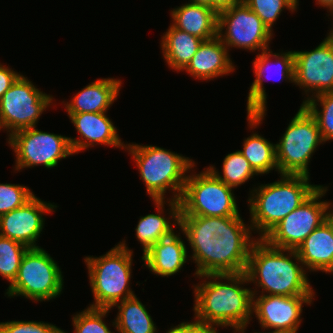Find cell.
<instances>
[{
    "mask_svg": "<svg viewBox=\"0 0 333 333\" xmlns=\"http://www.w3.org/2000/svg\"><path fill=\"white\" fill-rule=\"evenodd\" d=\"M196 277L205 281L193 285L194 318L214 329L218 326H230L235 329L233 333H245L253 315L252 290L242 286L249 283L246 273L206 274Z\"/></svg>",
    "mask_w": 333,
    "mask_h": 333,
    "instance_id": "6da1fadb",
    "label": "cell"
},
{
    "mask_svg": "<svg viewBox=\"0 0 333 333\" xmlns=\"http://www.w3.org/2000/svg\"><path fill=\"white\" fill-rule=\"evenodd\" d=\"M245 273L261 287L260 295H315L296 250L273 247L263 238L252 244Z\"/></svg>",
    "mask_w": 333,
    "mask_h": 333,
    "instance_id": "7a4b0ae2",
    "label": "cell"
},
{
    "mask_svg": "<svg viewBox=\"0 0 333 333\" xmlns=\"http://www.w3.org/2000/svg\"><path fill=\"white\" fill-rule=\"evenodd\" d=\"M281 179L253 188L248 197L250 226L263 238L278 222L298 208L320 185L306 175L281 174Z\"/></svg>",
    "mask_w": 333,
    "mask_h": 333,
    "instance_id": "3957f363",
    "label": "cell"
},
{
    "mask_svg": "<svg viewBox=\"0 0 333 333\" xmlns=\"http://www.w3.org/2000/svg\"><path fill=\"white\" fill-rule=\"evenodd\" d=\"M125 149L133 157L151 199L164 200L166 191L172 190L174 194L168 199L179 201L186 175L194 171L192 159L153 145L127 143Z\"/></svg>",
    "mask_w": 333,
    "mask_h": 333,
    "instance_id": "277c9868",
    "label": "cell"
},
{
    "mask_svg": "<svg viewBox=\"0 0 333 333\" xmlns=\"http://www.w3.org/2000/svg\"><path fill=\"white\" fill-rule=\"evenodd\" d=\"M125 242L120 241L99 257L84 258L94 296V302L89 307L111 309L116 303L135 295L129 287L133 250Z\"/></svg>",
    "mask_w": 333,
    "mask_h": 333,
    "instance_id": "5b68a950",
    "label": "cell"
},
{
    "mask_svg": "<svg viewBox=\"0 0 333 333\" xmlns=\"http://www.w3.org/2000/svg\"><path fill=\"white\" fill-rule=\"evenodd\" d=\"M63 275L57 262L41 247L28 248L18 275L6 289L8 297L23 296L33 302L57 298L63 290Z\"/></svg>",
    "mask_w": 333,
    "mask_h": 333,
    "instance_id": "8992f818",
    "label": "cell"
},
{
    "mask_svg": "<svg viewBox=\"0 0 333 333\" xmlns=\"http://www.w3.org/2000/svg\"><path fill=\"white\" fill-rule=\"evenodd\" d=\"M321 143L324 141L315 118L301 105L276 144V161L280 175L310 176L308 165Z\"/></svg>",
    "mask_w": 333,
    "mask_h": 333,
    "instance_id": "52a82bcc",
    "label": "cell"
},
{
    "mask_svg": "<svg viewBox=\"0 0 333 333\" xmlns=\"http://www.w3.org/2000/svg\"><path fill=\"white\" fill-rule=\"evenodd\" d=\"M232 189L208 168L199 174L190 173L179 199L180 215L238 216V205Z\"/></svg>",
    "mask_w": 333,
    "mask_h": 333,
    "instance_id": "ba28073f",
    "label": "cell"
},
{
    "mask_svg": "<svg viewBox=\"0 0 333 333\" xmlns=\"http://www.w3.org/2000/svg\"><path fill=\"white\" fill-rule=\"evenodd\" d=\"M7 140L15 152L16 171L39 165L50 169L74 154L69 137L40 131L36 126L18 130Z\"/></svg>",
    "mask_w": 333,
    "mask_h": 333,
    "instance_id": "9c48e42d",
    "label": "cell"
},
{
    "mask_svg": "<svg viewBox=\"0 0 333 333\" xmlns=\"http://www.w3.org/2000/svg\"><path fill=\"white\" fill-rule=\"evenodd\" d=\"M21 75L0 99V122L8 137L36 126L43 111L53 104V96L40 91Z\"/></svg>",
    "mask_w": 333,
    "mask_h": 333,
    "instance_id": "30bf717a",
    "label": "cell"
},
{
    "mask_svg": "<svg viewBox=\"0 0 333 333\" xmlns=\"http://www.w3.org/2000/svg\"><path fill=\"white\" fill-rule=\"evenodd\" d=\"M328 187L320 185L302 204L278 222L263 239L271 246L296 250L323 222L330 202L320 199Z\"/></svg>",
    "mask_w": 333,
    "mask_h": 333,
    "instance_id": "8fae6325",
    "label": "cell"
},
{
    "mask_svg": "<svg viewBox=\"0 0 333 333\" xmlns=\"http://www.w3.org/2000/svg\"><path fill=\"white\" fill-rule=\"evenodd\" d=\"M251 230L240 214L224 217V231L220 237H213L209 247V274L245 272L250 249L257 240Z\"/></svg>",
    "mask_w": 333,
    "mask_h": 333,
    "instance_id": "7c38bea8",
    "label": "cell"
},
{
    "mask_svg": "<svg viewBox=\"0 0 333 333\" xmlns=\"http://www.w3.org/2000/svg\"><path fill=\"white\" fill-rule=\"evenodd\" d=\"M272 36L273 32L243 1L218 12V37L228 51L234 47L263 52L269 49Z\"/></svg>",
    "mask_w": 333,
    "mask_h": 333,
    "instance_id": "4fadbf2b",
    "label": "cell"
},
{
    "mask_svg": "<svg viewBox=\"0 0 333 333\" xmlns=\"http://www.w3.org/2000/svg\"><path fill=\"white\" fill-rule=\"evenodd\" d=\"M294 52V84L309 100L333 91V41L327 36L315 49Z\"/></svg>",
    "mask_w": 333,
    "mask_h": 333,
    "instance_id": "5bb4252c",
    "label": "cell"
},
{
    "mask_svg": "<svg viewBox=\"0 0 333 333\" xmlns=\"http://www.w3.org/2000/svg\"><path fill=\"white\" fill-rule=\"evenodd\" d=\"M256 59L253 61V72L255 74V80L252 82L249 93L247 96V121L251 130L257 128L261 124L266 116V92L263 86V80L265 71L273 64L270 74L275 75V80H285L294 83V52H281L273 53L271 49H266L261 54L256 55ZM275 59L274 63H271V59ZM269 66V67H268ZM269 68V69H270ZM269 71V70H268ZM265 75V76H264ZM270 75V76H272ZM267 77V76H266ZM268 78V77H267Z\"/></svg>",
    "mask_w": 333,
    "mask_h": 333,
    "instance_id": "9a60e30c",
    "label": "cell"
},
{
    "mask_svg": "<svg viewBox=\"0 0 333 333\" xmlns=\"http://www.w3.org/2000/svg\"><path fill=\"white\" fill-rule=\"evenodd\" d=\"M252 290V314L264 330L297 333L302 322L303 304L310 305L314 295H258Z\"/></svg>",
    "mask_w": 333,
    "mask_h": 333,
    "instance_id": "2e32d148",
    "label": "cell"
},
{
    "mask_svg": "<svg viewBox=\"0 0 333 333\" xmlns=\"http://www.w3.org/2000/svg\"><path fill=\"white\" fill-rule=\"evenodd\" d=\"M57 205L47 203L35 195L23 206L0 215V236L18 241L28 248L36 244L44 228V214L54 212Z\"/></svg>",
    "mask_w": 333,
    "mask_h": 333,
    "instance_id": "e0dca14e",
    "label": "cell"
},
{
    "mask_svg": "<svg viewBox=\"0 0 333 333\" xmlns=\"http://www.w3.org/2000/svg\"><path fill=\"white\" fill-rule=\"evenodd\" d=\"M179 231H182L192 249L196 264V276L209 274V247L213 237H220L224 231V217L180 215Z\"/></svg>",
    "mask_w": 333,
    "mask_h": 333,
    "instance_id": "ac0fdd59",
    "label": "cell"
},
{
    "mask_svg": "<svg viewBox=\"0 0 333 333\" xmlns=\"http://www.w3.org/2000/svg\"><path fill=\"white\" fill-rule=\"evenodd\" d=\"M67 114L78 134H80L79 139L69 137L74 154L97 144L125 149L126 144L120 139L117 128L112 120L107 117L106 112Z\"/></svg>",
    "mask_w": 333,
    "mask_h": 333,
    "instance_id": "d6986e66",
    "label": "cell"
},
{
    "mask_svg": "<svg viewBox=\"0 0 333 333\" xmlns=\"http://www.w3.org/2000/svg\"><path fill=\"white\" fill-rule=\"evenodd\" d=\"M228 52L218 36L203 41L183 71L195 79L204 81L228 75L234 72L236 67Z\"/></svg>",
    "mask_w": 333,
    "mask_h": 333,
    "instance_id": "ffe728a7",
    "label": "cell"
},
{
    "mask_svg": "<svg viewBox=\"0 0 333 333\" xmlns=\"http://www.w3.org/2000/svg\"><path fill=\"white\" fill-rule=\"evenodd\" d=\"M164 237L146 251L141 260L156 276L169 277L179 272L187 261V248L180 233Z\"/></svg>",
    "mask_w": 333,
    "mask_h": 333,
    "instance_id": "44dd1931",
    "label": "cell"
},
{
    "mask_svg": "<svg viewBox=\"0 0 333 333\" xmlns=\"http://www.w3.org/2000/svg\"><path fill=\"white\" fill-rule=\"evenodd\" d=\"M120 79L101 78L82 88L71 101L64 103L67 113L107 112L119 95Z\"/></svg>",
    "mask_w": 333,
    "mask_h": 333,
    "instance_id": "7402d4cb",
    "label": "cell"
},
{
    "mask_svg": "<svg viewBox=\"0 0 333 333\" xmlns=\"http://www.w3.org/2000/svg\"><path fill=\"white\" fill-rule=\"evenodd\" d=\"M296 252L310 272L333 274V235L327 222L314 229L298 246Z\"/></svg>",
    "mask_w": 333,
    "mask_h": 333,
    "instance_id": "603a6c76",
    "label": "cell"
},
{
    "mask_svg": "<svg viewBox=\"0 0 333 333\" xmlns=\"http://www.w3.org/2000/svg\"><path fill=\"white\" fill-rule=\"evenodd\" d=\"M171 16L175 28L204 41L218 36V12L208 6L188 2L171 10Z\"/></svg>",
    "mask_w": 333,
    "mask_h": 333,
    "instance_id": "cb8c5ba5",
    "label": "cell"
},
{
    "mask_svg": "<svg viewBox=\"0 0 333 333\" xmlns=\"http://www.w3.org/2000/svg\"><path fill=\"white\" fill-rule=\"evenodd\" d=\"M154 205H156V210L159 214H148L141 216L136 231V238L143 246V254L148 251L154 244L158 241L171 235L174 230L173 227L179 226V216H180V203L179 201L167 199L169 204V216L174 220L173 224L170 222V217L166 218L163 216L164 210V200H153ZM163 212V213H162ZM162 214V215H161Z\"/></svg>",
    "mask_w": 333,
    "mask_h": 333,
    "instance_id": "d4e9b609",
    "label": "cell"
},
{
    "mask_svg": "<svg viewBox=\"0 0 333 333\" xmlns=\"http://www.w3.org/2000/svg\"><path fill=\"white\" fill-rule=\"evenodd\" d=\"M161 50L166 64L175 71H183L197 52L203 39L175 28L172 24L161 38Z\"/></svg>",
    "mask_w": 333,
    "mask_h": 333,
    "instance_id": "484cf974",
    "label": "cell"
},
{
    "mask_svg": "<svg viewBox=\"0 0 333 333\" xmlns=\"http://www.w3.org/2000/svg\"><path fill=\"white\" fill-rule=\"evenodd\" d=\"M119 303V304H118ZM116 303L117 317L112 325L118 333H156L157 326L136 295Z\"/></svg>",
    "mask_w": 333,
    "mask_h": 333,
    "instance_id": "4316f807",
    "label": "cell"
},
{
    "mask_svg": "<svg viewBox=\"0 0 333 333\" xmlns=\"http://www.w3.org/2000/svg\"><path fill=\"white\" fill-rule=\"evenodd\" d=\"M242 149L239 151L258 175L267 174L274 169L279 174L276 161V144L269 142L255 132L244 139Z\"/></svg>",
    "mask_w": 333,
    "mask_h": 333,
    "instance_id": "83f0119b",
    "label": "cell"
},
{
    "mask_svg": "<svg viewBox=\"0 0 333 333\" xmlns=\"http://www.w3.org/2000/svg\"><path fill=\"white\" fill-rule=\"evenodd\" d=\"M223 174L214 165L207 167L219 180L224 182L227 186L237 188L247 182L254 175H258L243 154L237 150L229 153L223 160ZM222 174V175H220Z\"/></svg>",
    "mask_w": 333,
    "mask_h": 333,
    "instance_id": "f1b7e54d",
    "label": "cell"
},
{
    "mask_svg": "<svg viewBox=\"0 0 333 333\" xmlns=\"http://www.w3.org/2000/svg\"><path fill=\"white\" fill-rule=\"evenodd\" d=\"M320 103V104H318ZM315 118L324 141L333 140V91L319 94L302 104ZM317 105L321 109L317 107Z\"/></svg>",
    "mask_w": 333,
    "mask_h": 333,
    "instance_id": "f546056e",
    "label": "cell"
},
{
    "mask_svg": "<svg viewBox=\"0 0 333 333\" xmlns=\"http://www.w3.org/2000/svg\"><path fill=\"white\" fill-rule=\"evenodd\" d=\"M28 247L24 244L0 236V275L9 281V286L18 275L23 255Z\"/></svg>",
    "mask_w": 333,
    "mask_h": 333,
    "instance_id": "4dcf8cb0",
    "label": "cell"
},
{
    "mask_svg": "<svg viewBox=\"0 0 333 333\" xmlns=\"http://www.w3.org/2000/svg\"><path fill=\"white\" fill-rule=\"evenodd\" d=\"M110 308L87 307L82 312L73 315L74 333H114L103 321ZM63 333H67L63 331Z\"/></svg>",
    "mask_w": 333,
    "mask_h": 333,
    "instance_id": "1f68e13d",
    "label": "cell"
},
{
    "mask_svg": "<svg viewBox=\"0 0 333 333\" xmlns=\"http://www.w3.org/2000/svg\"><path fill=\"white\" fill-rule=\"evenodd\" d=\"M262 20L272 32L275 21L284 9L296 11L297 6L291 0H242Z\"/></svg>",
    "mask_w": 333,
    "mask_h": 333,
    "instance_id": "d6a6232c",
    "label": "cell"
},
{
    "mask_svg": "<svg viewBox=\"0 0 333 333\" xmlns=\"http://www.w3.org/2000/svg\"><path fill=\"white\" fill-rule=\"evenodd\" d=\"M34 196L26 186L0 183V215L23 206Z\"/></svg>",
    "mask_w": 333,
    "mask_h": 333,
    "instance_id": "836d02e7",
    "label": "cell"
},
{
    "mask_svg": "<svg viewBox=\"0 0 333 333\" xmlns=\"http://www.w3.org/2000/svg\"><path fill=\"white\" fill-rule=\"evenodd\" d=\"M64 330L43 321L0 322V333H63Z\"/></svg>",
    "mask_w": 333,
    "mask_h": 333,
    "instance_id": "e575fe53",
    "label": "cell"
},
{
    "mask_svg": "<svg viewBox=\"0 0 333 333\" xmlns=\"http://www.w3.org/2000/svg\"><path fill=\"white\" fill-rule=\"evenodd\" d=\"M166 333H218L217 329L211 326L205 325L203 322L194 318L191 322H182L171 327Z\"/></svg>",
    "mask_w": 333,
    "mask_h": 333,
    "instance_id": "d590c367",
    "label": "cell"
},
{
    "mask_svg": "<svg viewBox=\"0 0 333 333\" xmlns=\"http://www.w3.org/2000/svg\"><path fill=\"white\" fill-rule=\"evenodd\" d=\"M21 75L0 63V99Z\"/></svg>",
    "mask_w": 333,
    "mask_h": 333,
    "instance_id": "8d00e7d4",
    "label": "cell"
},
{
    "mask_svg": "<svg viewBox=\"0 0 333 333\" xmlns=\"http://www.w3.org/2000/svg\"><path fill=\"white\" fill-rule=\"evenodd\" d=\"M242 0H212V9L219 12L223 9L229 8Z\"/></svg>",
    "mask_w": 333,
    "mask_h": 333,
    "instance_id": "74e56055",
    "label": "cell"
},
{
    "mask_svg": "<svg viewBox=\"0 0 333 333\" xmlns=\"http://www.w3.org/2000/svg\"><path fill=\"white\" fill-rule=\"evenodd\" d=\"M332 205L333 204L331 202L328 205V208H327V211H326V215H325V221L330 226L331 232H332V235H333V209H332L333 207L331 208Z\"/></svg>",
    "mask_w": 333,
    "mask_h": 333,
    "instance_id": "f35d334b",
    "label": "cell"
},
{
    "mask_svg": "<svg viewBox=\"0 0 333 333\" xmlns=\"http://www.w3.org/2000/svg\"><path fill=\"white\" fill-rule=\"evenodd\" d=\"M316 4L321 7H326L330 12V15L333 17V0H316Z\"/></svg>",
    "mask_w": 333,
    "mask_h": 333,
    "instance_id": "ab89813d",
    "label": "cell"
},
{
    "mask_svg": "<svg viewBox=\"0 0 333 333\" xmlns=\"http://www.w3.org/2000/svg\"><path fill=\"white\" fill-rule=\"evenodd\" d=\"M191 3L205 5L212 8V0H190Z\"/></svg>",
    "mask_w": 333,
    "mask_h": 333,
    "instance_id": "60d3db41",
    "label": "cell"
},
{
    "mask_svg": "<svg viewBox=\"0 0 333 333\" xmlns=\"http://www.w3.org/2000/svg\"><path fill=\"white\" fill-rule=\"evenodd\" d=\"M327 35L333 41V29H331L330 32Z\"/></svg>",
    "mask_w": 333,
    "mask_h": 333,
    "instance_id": "b9f144b4",
    "label": "cell"
},
{
    "mask_svg": "<svg viewBox=\"0 0 333 333\" xmlns=\"http://www.w3.org/2000/svg\"><path fill=\"white\" fill-rule=\"evenodd\" d=\"M297 7L299 5V0H291Z\"/></svg>",
    "mask_w": 333,
    "mask_h": 333,
    "instance_id": "7bdbcfd3",
    "label": "cell"
},
{
    "mask_svg": "<svg viewBox=\"0 0 333 333\" xmlns=\"http://www.w3.org/2000/svg\"><path fill=\"white\" fill-rule=\"evenodd\" d=\"M254 333H262V332H254ZM265 333H266V332H265ZM268 333H282V332L271 331V332H268Z\"/></svg>",
    "mask_w": 333,
    "mask_h": 333,
    "instance_id": "ee69618b",
    "label": "cell"
}]
</instances>
